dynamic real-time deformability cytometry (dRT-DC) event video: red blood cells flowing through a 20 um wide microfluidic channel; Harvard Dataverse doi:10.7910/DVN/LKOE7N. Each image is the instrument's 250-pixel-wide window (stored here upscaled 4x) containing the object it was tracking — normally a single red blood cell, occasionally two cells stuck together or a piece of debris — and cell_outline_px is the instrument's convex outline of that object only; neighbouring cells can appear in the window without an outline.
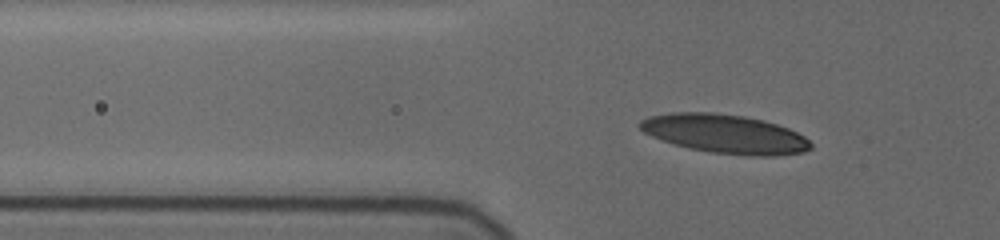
{"species": "human", "species_latin": "Homo sapiens", "temperature_condition": "cold", "stored_images_in_passage": 15, "camera_frame_rate_fps": 3000, "um_per_image_px": 0.085, "donor": {"sex": "female"}, "frame": {"image": 1, "passage_image": 4, "time_ms": 1.333, "image_size_px": [1000, 240], "cell_outline_px": [[812, 148], [804, 152], [772, 156], [752, 156], [712, 152], [688, 148], [652, 136], [644, 132], [636, 124], [640, 120], [648, 116], [672, 112], [712, 112], [744, 116], [764, 120], [788, 128], [804, 136], [812, 144]], "centroid_in_image_um": [61.61, 11.37], "position_along_channel_um": 64.2, "area_um2": 38.67}}
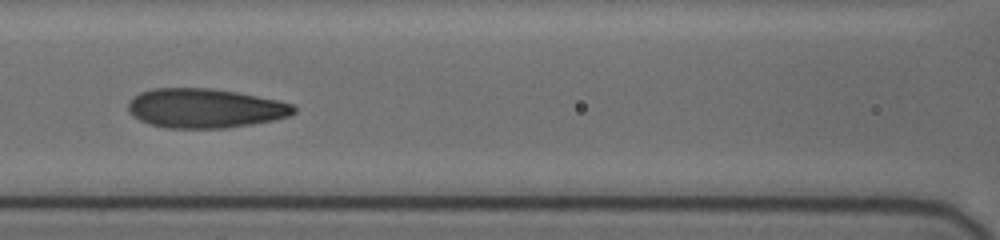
{"frame": {"image": 2, "passage_image": 9, "time_ms": 4.0, "image_size_px": [1000, 240], "cell_outline_px": [[296, 112], [288, 116], [272, 120], [252, 124], [224, 128], [164, 128], [148, 124], [132, 116], [128, 112], [128, 100], [132, 96], [140, 92], [152, 88], [212, 88], [236, 92], [276, 100], [292, 104], [296, 108]], "centroid_in_image_um": [17.35, 9.2], "position_along_channel_um": 149.2, "area_um2": 38.15}}
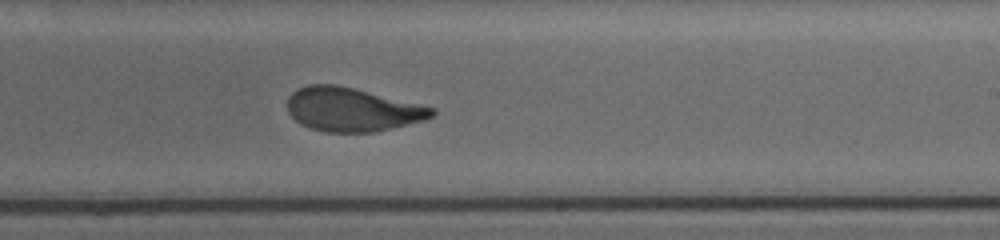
{"frame": {"image": 3, "passage_image": 15, "time_ms": 7.0, "image_size_px": [1000, 240], "cell_outline_px": [[436, 112], [432, 116], [424, 120], [376, 132], [324, 132], [300, 124], [288, 112], [288, 96], [292, 92], [308, 84], [336, 84], [436, 108]], "centroid_in_image_um": [29.92, 9.31], "position_along_channel_um": 259.1, "area_um2": 36.59}}